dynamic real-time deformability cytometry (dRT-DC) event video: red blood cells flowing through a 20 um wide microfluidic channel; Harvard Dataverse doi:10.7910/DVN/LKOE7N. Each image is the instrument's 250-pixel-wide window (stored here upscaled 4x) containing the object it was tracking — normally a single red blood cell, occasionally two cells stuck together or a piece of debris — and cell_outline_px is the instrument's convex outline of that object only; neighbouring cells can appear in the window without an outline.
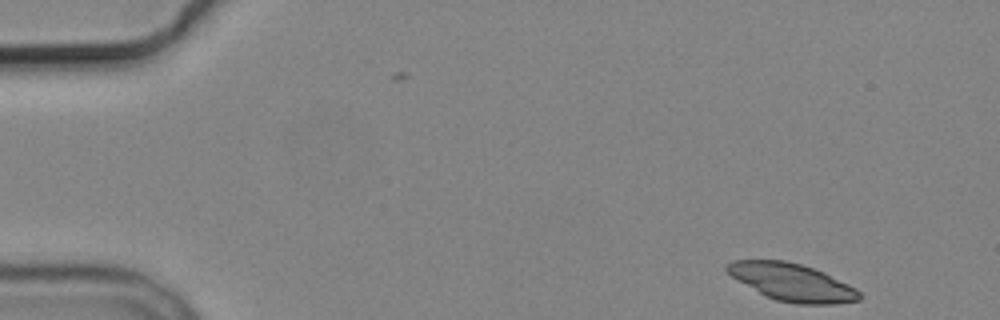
{"species": "common noctule bat (a hibernating species)", "species_latin": "Nyctalus noctula", "temperature_condition": "cold", "stored_images_in_passage": 8, "camera_frame_rate_fps": 3000, "um_per_image_px": 0.085, "animal": {"sex": "male", "body_mass_g": 19.2, "forearm_length_mm": 51.8}, "frame": {"image": 1, "passage_image": 1, "time_ms": 0.0, "image_size_px": [1000, 320], "cell_outline_px": [[860, 300], [836, 304], [796, 304], [776, 300], [764, 296], [732, 276], [724, 268], [732, 260], [784, 260], [800, 264], [824, 272], [856, 288], [860, 292]], "centroid_in_image_um": [67.33, 24.0], "position_along_channel_um": 17.7, "area_um2": 28.73}}